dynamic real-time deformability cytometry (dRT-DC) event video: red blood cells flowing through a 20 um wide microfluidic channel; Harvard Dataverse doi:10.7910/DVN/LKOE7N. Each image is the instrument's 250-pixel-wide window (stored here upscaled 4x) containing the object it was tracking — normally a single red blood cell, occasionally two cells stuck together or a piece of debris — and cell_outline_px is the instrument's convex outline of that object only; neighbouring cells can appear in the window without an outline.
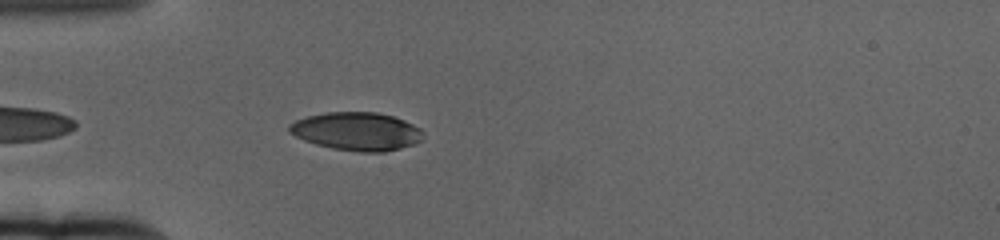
{"species": "human", "species_latin": "Homo sapiens", "temperature_condition": "cold", "stored_images_in_passage": 33, "camera_frame_rate_fps": 3000, "um_per_image_px": 0.085, "donor": {"sex": "female"}, "frame": {"image": 1, "passage_image": 4, "time_ms": 1.0, "image_size_px": [1000, 240], "cell_outline_px": [[424, 132], [420, 140], [412, 144], [400, 148], [384, 152], [360, 152], [332, 148], [316, 144], [304, 140], [288, 132], [288, 124], [296, 120], [308, 116], [328, 112], [376, 112], [392, 116], [404, 120], [420, 128]], "centroid_in_image_um": [30.3, 11.16], "position_along_channel_um": 54.7, "area_um2": 29.65}}
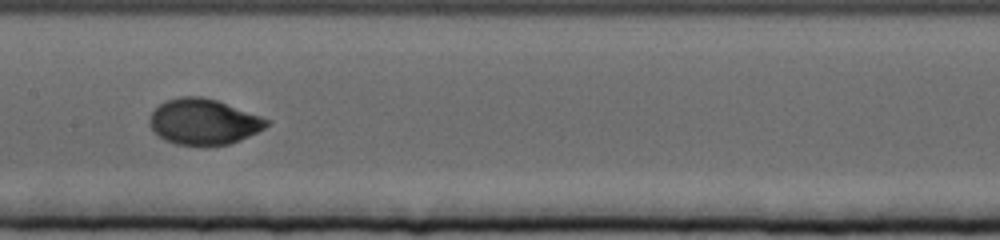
{"frame": {"image": 2, "passage_image": 17, "time_ms": 5.333, "image_size_px": [1000, 240], "cell_outline_px": [[272, 120], [264, 128], [240, 140], [228, 144], [204, 148], [176, 144], [164, 140], [152, 128], [148, 120], [152, 112], [164, 100], [180, 96], [200, 96], [216, 100]], "centroid_in_image_um": [17.29, 10.37], "position_along_channel_um": 190.1, "area_um2": 31.5}}
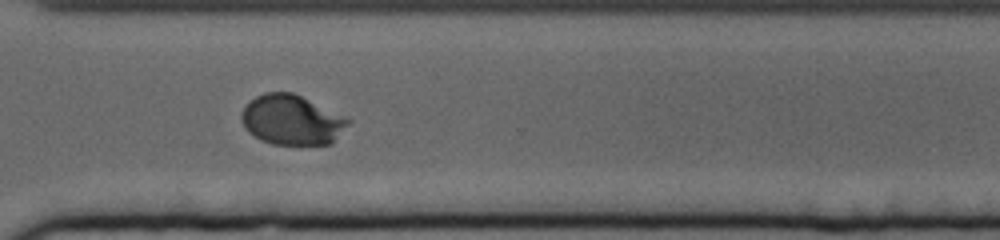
{"frame": {"image": 3, "passage_image": 31, "time_ms": 10.0, "image_size_px": [1000, 240], "cell_outline_px": [[352, 120], [332, 144], [272, 144], [248, 132], [240, 116], [244, 108], [256, 96], [264, 92], [292, 92]], "centroid_in_image_um": [24.81, 10.19], "position_along_channel_um": 345.8, "area_um2": 30.52}, "authors_computed_cell_mechanics": {"area_um2": 30.634, "velocity_mm_per_s": 3.3369, "shape_relaxation_time_tau1_ms": 2.8696, "shape_relaxation_time_tau2_ms": null, "deformation_change_tau1": 0.1619, "deformation_change_tau2": null}}